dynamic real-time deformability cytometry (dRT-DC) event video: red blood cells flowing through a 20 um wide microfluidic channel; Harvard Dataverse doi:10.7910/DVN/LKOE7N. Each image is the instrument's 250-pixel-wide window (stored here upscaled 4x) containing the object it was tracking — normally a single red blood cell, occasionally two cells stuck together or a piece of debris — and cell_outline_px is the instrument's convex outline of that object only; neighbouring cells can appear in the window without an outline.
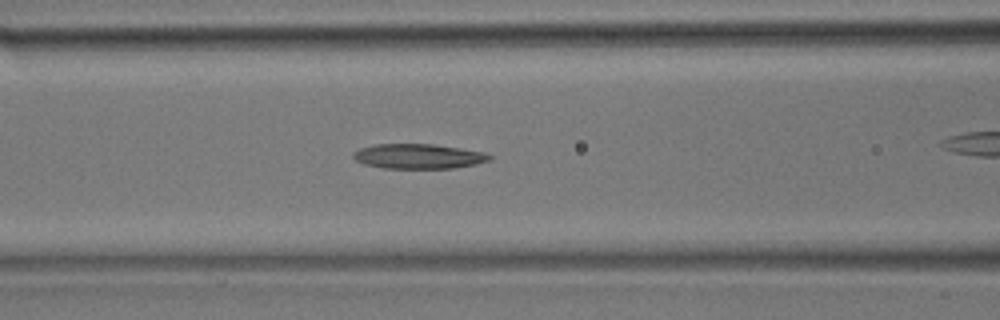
{"species": "common noctule bat (a hibernating species)", "species_latin": "Nyctalus noctula", "temperature_condition": "room temperature", "stored_images_in_passage": 22, "camera_frame_rate_fps": 3000, "um_per_image_px": 0.085, "animal": {"sex": "male", "body_mass_g": 17.9}, "frame": {"image": 1, "passage_image": 7, "time_ms": 2.0, "image_size_px": [1000, 320], "cell_outline_px": [[492, 160], [476, 164], [452, 168], [384, 168], [364, 164], [356, 160], [352, 156], [352, 152], [360, 148], [376, 144], [432, 144], [460, 148], [484, 152], [492, 156]], "centroid_in_image_um": [35.57, 13.28], "position_along_channel_um": 131.0, "area_um2": 19.71}}
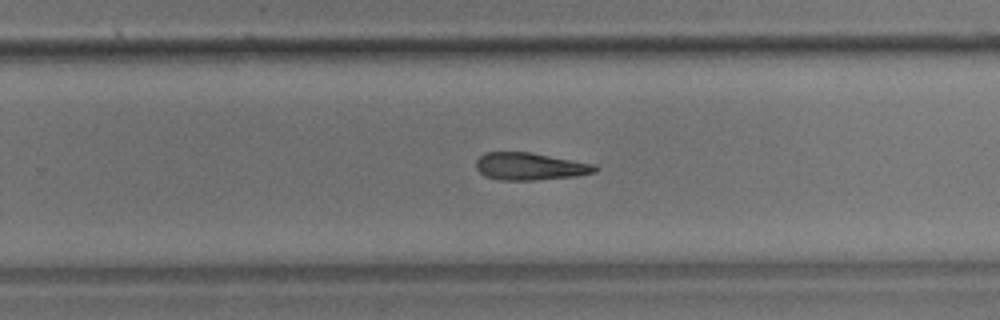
{"frame": {"image": 2, "passage_image": 16, "time_ms": 5.0, "image_size_px": [1000, 320], "cell_outline_px": [[600, 168], [596, 172], [576, 176], [532, 180], [500, 180], [484, 176], [476, 168], [476, 160], [484, 152], [532, 152], [596, 164]], "centroid_in_image_um": [45.07, 14.14], "position_along_channel_um": 284.7, "area_um2": 19.19}}
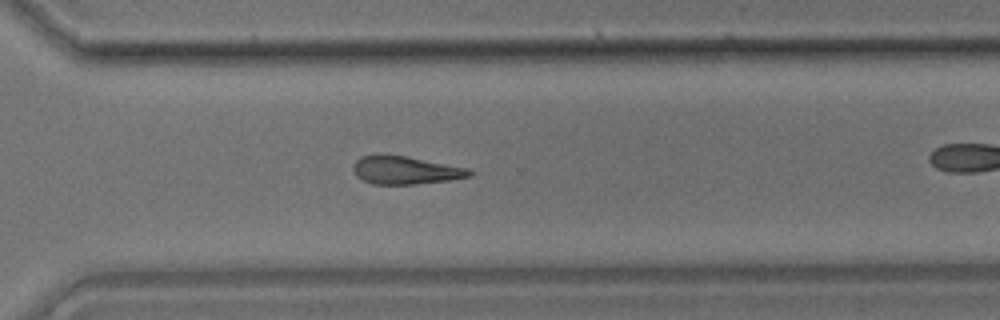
{"frame": {"image": 3, "passage_image": 19, "time_ms": 6.0, "image_size_px": [1000, 320], "cell_outline_px": [[476, 172], [472, 176], [452, 180], [416, 184], [372, 184], [356, 176], [352, 168], [352, 164], [360, 156], [376, 152], [380, 152], [408, 156], [468, 168]], "centroid_in_image_um": [34.44, 14.43], "position_along_channel_um": 336.2, "area_um2": 19.71}}